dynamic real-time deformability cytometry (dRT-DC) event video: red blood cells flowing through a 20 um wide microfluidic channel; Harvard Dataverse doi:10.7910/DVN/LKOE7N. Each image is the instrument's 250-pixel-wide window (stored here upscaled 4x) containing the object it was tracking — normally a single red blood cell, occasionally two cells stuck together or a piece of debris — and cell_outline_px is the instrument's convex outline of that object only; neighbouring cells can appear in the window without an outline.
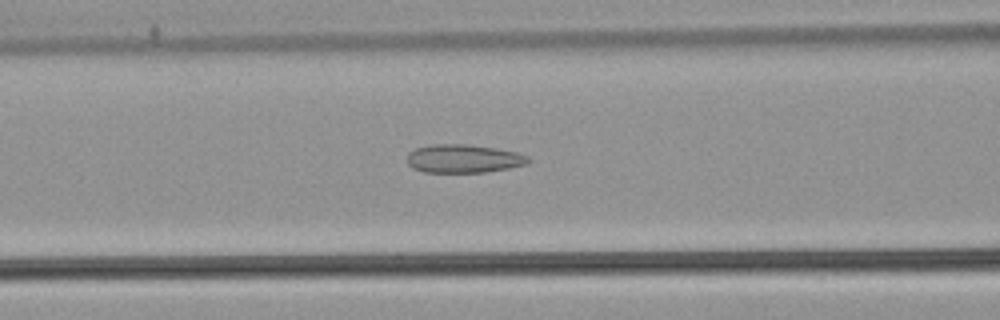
{"species": "common noctule bat (a hibernating species)", "species_latin": "Nyctalus noctula", "temperature_condition": "warm", "stored_images_in_passage": 54, "camera_frame_rate_fps": 3000, "um_per_image_px": 0.085, "animal": {"sex": "male", "body_mass_g": 21.5, "forearm_length_mm": 52.0}, "frame": {"image": 1, "passage_image": 23, "time_ms": 7.333, "image_size_px": [1000, 320], "cell_outline_px": [[532, 160], [528, 164], [508, 168], [484, 172], [424, 172], [412, 168], [408, 164], [408, 152], [416, 148], [432, 144], [468, 144], [496, 148], [520, 152], [528, 156]], "centroid_in_image_um": [39.44, 13.47], "position_along_channel_um": 127.2, "area_um2": 20.23}}
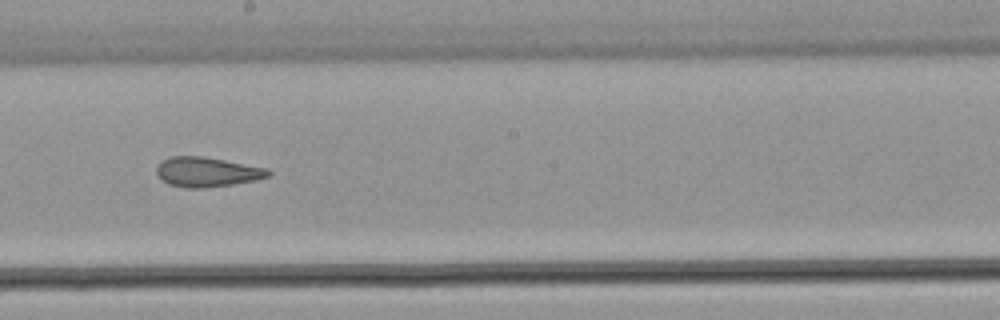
{"frame": {"image": 2, "passage_image": 31, "time_ms": 10.0, "image_size_px": [1000, 320], "cell_outline_px": [[272, 176], [256, 180], [232, 184], [200, 188], [184, 188], [168, 184], [156, 172], [156, 168], [160, 160], [172, 156], [204, 156], [268, 168], [272, 172]], "centroid_in_image_um": [17.62, 14.61], "position_along_channel_um": 230.6, "area_um2": 19.48}}
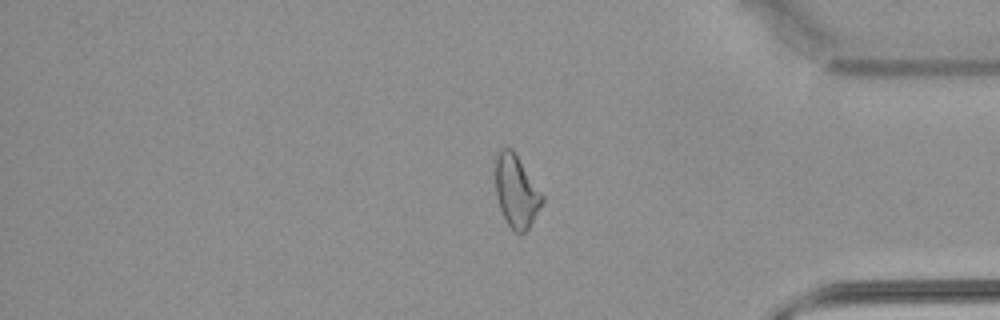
{"frame": {"image": 3, "passage_image": 45, "time_ms": 14.667, "image_size_px": [1000, 320], "cell_outline_px": [[544, 200], [528, 228], [520, 236], [508, 224], [500, 208], [496, 196], [496, 156], [504, 148], [512, 148], [544, 196]], "centroid_in_image_um": [43.89, 16.27], "position_along_channel_um": 391.3, "area_um2": 19.31}, "authors_computed_cell_mechanics": {"area_um2": 21.2993, "velocity_mm_per_s": 3.8897, "shape_relaxation_time_tau1_ms": null, "shape_relaxation_time_tau2_ms": 2.2634, "deformation_change_tau1": null, "deformation_change_tau2": 0.11}}